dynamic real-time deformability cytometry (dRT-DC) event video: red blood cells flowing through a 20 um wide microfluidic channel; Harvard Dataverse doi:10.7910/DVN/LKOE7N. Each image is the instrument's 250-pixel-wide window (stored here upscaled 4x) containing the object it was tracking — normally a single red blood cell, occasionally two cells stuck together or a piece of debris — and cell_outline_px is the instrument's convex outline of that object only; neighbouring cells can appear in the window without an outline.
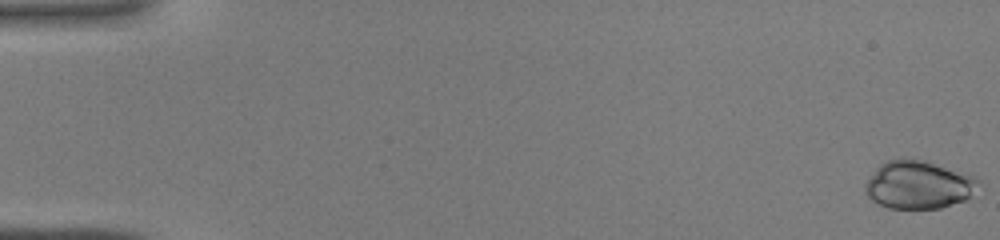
{"species": "common noctule bat (a hibernating species)", "species_latin": "Nyctalus noctula", "temperature_condition": "warm", "stored_images_in_passage": 45, "camera_frame_rate_fps": 3000, "um_per_image_px": 0.085, "animal": {"sex": "male", "body_mass_g": 19.0, "forearm_length_mm": 50.8}, "frame": {"image": 1, "passage_image": 1, "time_ms": 0.0, "image_size_px": [1000, 240], "cell_outline_px": [[980, 184], [964, 200], [940, 208], [888, 208], [872, 200], [864, 192], [864, 184], [876, 168], [880, 164], [888, 160], [900, 156], [912, 156], [976, 176], [980, 180]], "centroid_in_image_um": [78.04, 15.66], "position_along_channel_um": 7.0, "area_um2": 32.08}}
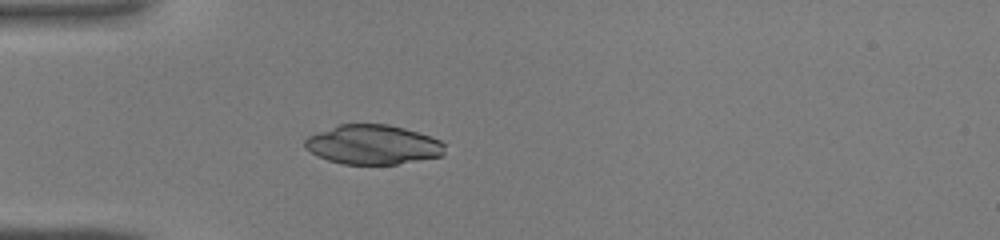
{"frame": {"image": 2, "passage_image": 14, "time_ms": 4.333, "image_size_px": [1000, 240], "cell_outline_px": [[444, 156], [396, 164], [344, 164], [328, 160], [316, 156], [304, 148], [304, 140], [308, 136], [340, 124], [388, 124], [404, 128], [432, 136], [440, 140], [444, 144]], "centroid_in_image_um": [31.7, 12.3], "position_along_channel_um": 53.3, "area_um2": 32.31}}